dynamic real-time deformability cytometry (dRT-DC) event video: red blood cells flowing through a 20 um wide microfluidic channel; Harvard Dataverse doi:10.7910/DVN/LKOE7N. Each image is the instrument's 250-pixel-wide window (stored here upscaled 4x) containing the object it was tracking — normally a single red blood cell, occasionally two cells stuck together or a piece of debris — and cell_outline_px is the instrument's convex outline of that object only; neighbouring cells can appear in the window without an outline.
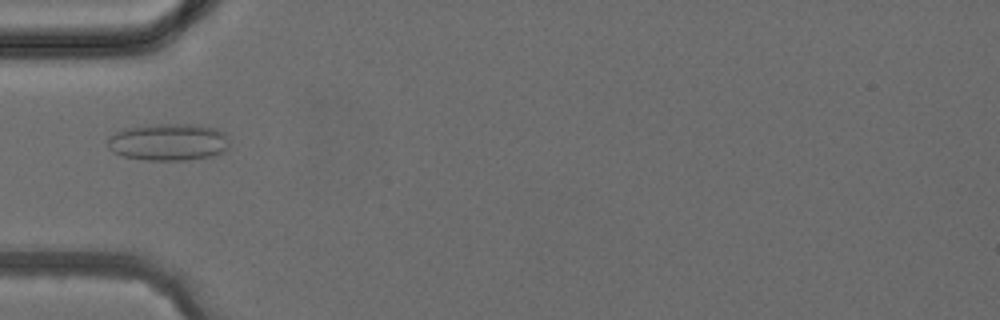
{"species": "common noctule bat (a hibernating species)", "species_latin": "Nyctalus noctula", "temperature_condition": "cold", "stored_images_in_passage": 4, "camera_frame_rate_fps": 3000, "um_per_image_px": 0.085, "animal": {"sex": "female", "body_mass_g": 24.6, "forearm_length_mm": 56.2}, "frame": {"image": 1, "passage_image": 4, "time_ms": 3.667, "image_size_px": [1000, 320], "cell_outline_px": [[228, 148], [212, 156], [188, 160], [148, 160], [124, 156], [112, 152], [108, 148], [108, 136], [124, 128], [160, 124], [196, 124], [216, 128], [224, 132], [228, 136]], "centroid_in_image_um": [14.32, 12.07], "position_along_channel_um": 70.7, "area_um2": 26.41}}